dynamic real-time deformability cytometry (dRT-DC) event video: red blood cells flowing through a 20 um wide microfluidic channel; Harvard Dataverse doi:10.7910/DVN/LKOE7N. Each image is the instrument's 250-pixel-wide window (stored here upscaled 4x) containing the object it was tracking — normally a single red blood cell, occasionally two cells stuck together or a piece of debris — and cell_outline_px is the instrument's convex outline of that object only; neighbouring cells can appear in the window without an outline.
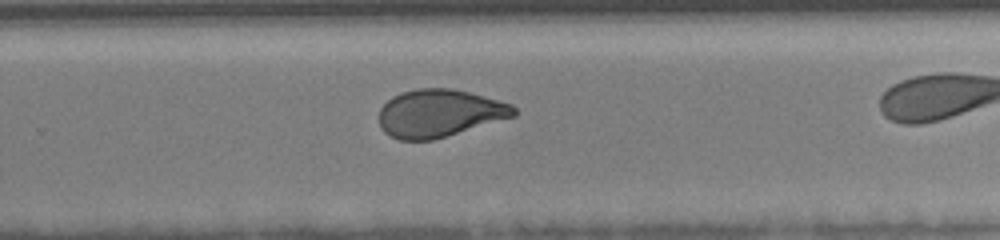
{"species": "human", "species_latin": "Homo sapiens", "temperature_condition": "room temperature", "stored_images_in_passage": 25, "camera_frame_rate_fps": 3000, "um_per_image_px": 0.085, "donor": {"sex": "female"}, "frame": {"image": 1, "passage_image": 20, "time_ms": 5.333, "image_size_px": [1000, 240], "cell_outline_px": [[516, 116], [432, 140], [400, 140], [384, 132], [380, 128], [380, 108], [392, 96], [416, 88], [452, 88], [484, 96], [512, 104], [516, 108]], "centroid_in_image_um": [37.35, 9.62], "position_along_channel_um": 292.4, "area_um2": 37.28}}
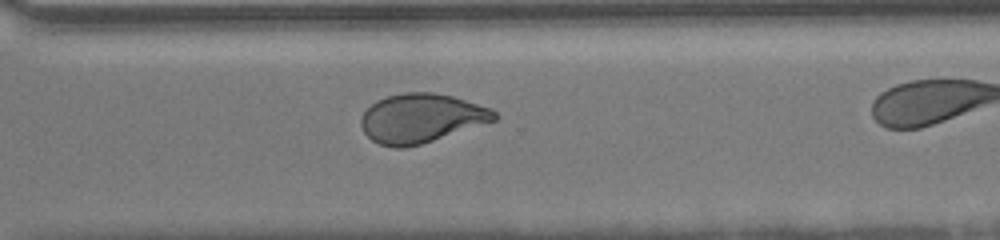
{"frame": {"image": 2, "passage_image": 22, "time_ms": 6.333, "image_size_px": [1000, 240], "cell_outline_px": [[500, 116], [496, 120], [420, 144], [404, 148], [396, 148], [380, 144], [372, 140], [364, 132], [360, 124], [360, 120], [364, 112], [376, 100], [388, 96], [404, 92], [432, 92], [452, 96], [492, 108]], "centroid_in_image_um": [35.81, 10.04], "position_along_channel_um": 334.8, "area_um2": 37.92}}